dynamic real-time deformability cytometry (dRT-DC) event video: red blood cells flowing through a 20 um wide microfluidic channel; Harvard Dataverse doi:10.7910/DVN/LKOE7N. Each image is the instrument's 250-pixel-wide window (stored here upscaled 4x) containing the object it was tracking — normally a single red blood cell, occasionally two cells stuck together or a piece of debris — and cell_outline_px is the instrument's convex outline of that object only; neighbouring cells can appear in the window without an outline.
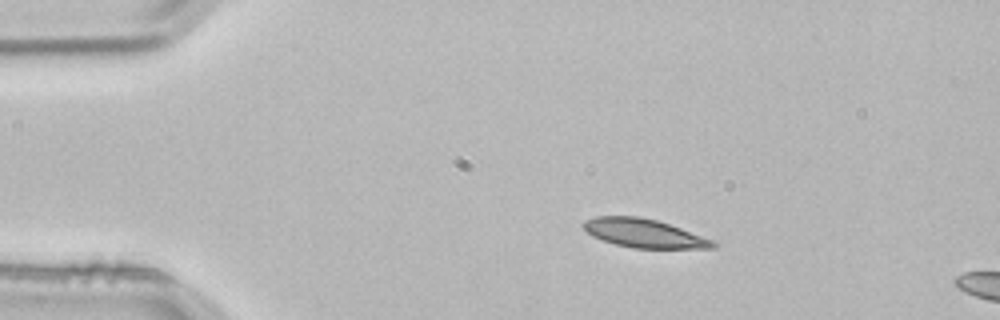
{"species": "common noctule bat (a hibernating species)", "species_latin": "Nyctalus noctula", "temperature_condition": "room temperature", "stored_images_in_passage": 2, "camera_frame_rate_fps": 3000, "um_per_image_px": 0.085, "animal": {"sex": "male", "body_mass_g": 21.5, "forearm_length_mm": 52.0}, "frame": {"image": 1, "passage_image": 1, "time_ms": 0.0, "image_size_px": [1000, 320], "cell_outline_px": [[716, 248], [632, 248], [616, 244], [592, 236], [580, 224], [584, 220], [596, 216], [640, 216], [656, 220], [680, 228], [712, 240], [716, 244]], "centroid_in_image_um": [54.69, 19.82], "position_along_channel_um": 30.3, "area_um2": 21.39}}